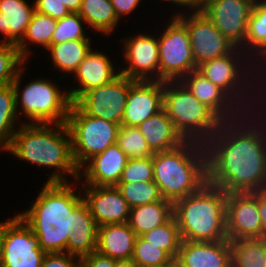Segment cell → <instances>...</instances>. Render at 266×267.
<instances>
[{
	"instance_id": "d590c367",
	"label": "cell",
	"mask_w": 266,
	"mask_h": 267,
	"mask_svg": "<svg viewBox=\"0 0 266 267\" xmlns=\"http://www.w3.org/2000/svg\"><path fill=\"white\" fill-rule=\"evenodd\" d=\"M117 144L128 159L146 158L154 155L139 129L134 126H120Z\"/></svg>"
},
{
	"instance_id": "7a4b0ae2",
	"label": "cell",
	"mask_w": 266,
	"mask_h": 267,
	"mask_svg": "<svg viewBox=\"0 0 266 267\" xmlns=\"http://www.w3.org/2000/svg\"><path fill=\"white\" fill-rule=\"evenodd\" d=\"M43 183L28 209L18 215L37 235L40 248L45 253L67 252L68 235L75 222V208L83 201L80 183Z\"/></svg>"
},
{
	"instance_id": "bcb514c9",
	"label": "cell",
	"mask_w": 266,
	"mask_h": 267,
	"mask_svg": "<svg viewBox=\"0 0 266 267\" xmlns=\"http://www.w3.org/2000/svg\"><path fill=\"white\" fill-rule=\"evenodd\" d=\"M258 210L261 218L263 237L266 238V190L258 191Z\"/></svg>"
},
{
	"instance_id": "60d3db41",
	"label": "cell",
	"mask_w": 266,
	"mask_h": 267,
	"mask_svg": "<svg viewBox=\"0 0 266 267\" xmlns=\"http://www.w3.org/2000/svg\"><path fill=\"white\" fill-rule=\"evenodd\" d=\"M34 9L43 14H47L55 20H60L70 14L64 4H61L58 0H33Z\"/></svg>"
},
{
	"instance_id": "8992f818",
	"label": "cell",
	"mask_w": 266,
	"mask_h": 267,
	"mask_svg": "<svg viewBox=\"0 0 266 267\" xmlns=\"http://www.w3.org/2000/svg\"><path fill=\"white\" fill-rule=\"evenodd\" d=\"M197 70L222 89L245 113L265 107L257 85V66L240 49L200 64Z\"/></svg>"
},
{
	"instance_id": "8fae6325",
	"label": "cell",
	"mask_w": 266,
	"mask_h": 267,
	"mask_svg": "<svg viewBox=\"0 0 266 267\" xmlns=\"http://www.w3.org/2000/svg\"><path fill=\"white\" fill-rule=\"evenodd\" d=\"M45 254L37 235L17 212L1 221L0 267H41Z\"/></svg>"
},
{
	"instance_id": "74e56055",
	"label": "cell",
	"mask_w": 266,
	"mask_h": 267,
	"mask_svg": "<svg viewBox=\"0 0 266 267\" xmlns=\"http://www.w3.org/2000/svg\"><path fill=\"white\" fill-rule=\"evenodd\" d=\"M25 63L16 45L0 43V87L11 85Z\"/></svg>"
},
{
	"instance_id": "6da1fadb",
	"label": "cell",
	"mask_w": 266,
	"mask_h": 267,
	"mask_svg": "<svg viewBox=\"0 0 266 267\" xmlns=\"http://www.w3.org/2000/svg\"><path fill=\"white\" fill-rule=\"evenodd\" d=\"M204 145L208 183L227 194L266 190V105L222 122Z\"/></svg>"
},
{
	"instance_id": "8d00e7d4",
	"label": "cell",
	"mask_w": 266,
	"mask_h": 267,
	"mask_svg": "<svg viewBox=\"0 0 266 267\" xmlns=\"http://www.w3.org/2000/svg\"><path fill=\"white\" fill-rule=\"evenodd\" d=\"M87 28L86 22L78 13H70L68 16L57 20V26L52 36V45L70 40L92 39L91 36H88L90 32Z\"/></svg>"
},
{
	"instance_id": "f6af8a7d",
	"label": "cell",
	"mask_w": 266,
	"mask_h": 267,
	"mask_svg": "<svg viewBox=\"0 0 266 267\" xmlns=\"http://www.w3.org/2000/svg\"><path fill=\"white\" fill-rule=\"evenodd\" d=\"M82 267H115V260L97 251L81 258Z\"/></svg>"
},
{
	"instance_id": "ac0fdd59",
	"label": "cell",
	"mask_w": 266,
	"mask_h": 267,
	"mask_svg": "<svg viewBox=\"0 0 266 267\" xmlns=\"http://www.w3.org/2000/svg\"><path fill=\"white\" fill-rule=\"evenodd\" d=\"M80 185L83 201L98 227L128 222L131 208L116 186Z\"/></svg>"
},
{
	"instance_id": "3957f363",
	"label": "cell",
	"mask_w": 266,
	"mask_h": 267,
	"mask_svg": "<svg viewBox=\"0 0 266 267\" xmlns=\"http://www.w3.org/2000/svg\"><path fill=\"white\" fill-rule=\"evenodd\" d=\"M4 153L39 169L53 168L45 182L79 180V168L73 159L71 136L66 123L21 124Z\"/></svg>"
},
{
	"instance_id": "9a60e30c",
	"label": "cell",
	"mask_w": 266,
	"mask_h": 267,
	"mask_svg": "<svg viewBox=\"0 0 266 267\" xmlns=\"http://www.w3.org/2000/svg\"><path fill=\"white\" fill-rule=\"evenodd\" d=\"M255 0H206L203 13L237 48L245 43Z\"/></svg>"
},
{
	"instance_id": "7dc6e473",
	"label": "cell",
	"mask_w": 266,
	"mask_h": 267,
	"mask_svg": "<svg viewBox=\"0 0 266 267\" xmlns=\"http://www.w3.org/2000/svg\"><path fill=\"white\" fill-rule=\"evenodd\" d=\"M67 7L70 13H78L83 0H58Z\"/></svg>"
},
{
	"instance_id": "52a82bcc",
	"label": "cell",
	"mask_w": 266,
	"mask_h": 267,
	"mask_svg": "<svg viewBox=\"0 0 266 267\" xmlns=\"http://www.w3.org/2000/svg\"><path fill=\"white\" fill-rule=\"evenodd\" d=\"M27 64L25 63V66L19 69L12 83L20 121L22 124L66 123L71 105L67 89L60 88L59 84H55L54 79L41 78V76L32 78L29 82L25 81L26 85L22 86L24 80L22 76L27 73L25 69Z\"/></svg>"
},
{
	"instance_id": "7c38bea8",
	"label": "cell",
	"mask_w": 266,
	"mask_h": 267,
	"mask_svg": "<svg viewBox=\"0 0 266 267\" xmlns=\"http://www.w3.org/2000/svg\"><path fill=\"white\" fill-rule=\"evenodd\" d=\"M134 33L121 39L124 61L120 74L135 81H159L158 37L149 33ZM149 33V34H148Z\"/></svg>"
},
{
	"instance_id": "ba28073f",
	"label": "cell",
	"mask_w": 266,
	"mask_h": 267,
	"mask_svg": "<svg viewBox=\"0 0 266 267\" xmlns=\"http://www.w3.org/2000/svg\"><path fill=\"white\" fill-rule=\"evenodd\" d=\"M163 109L185 141L205 144L223 122L181 81H164Z\"/></svg>"
},
{
	"instance_id": "7402d4cb",
	"label": "cell",
	"mask_w": 266,
	"mask_h": 267,
	"mask_svg": "<svg viewBox=\"0 0 266 267\" xmlns=\"http://www.w3.org/2000/svg\"><path fill=\"white\" fill-rule=\"evenodd\" d=\"M176 261L179 267H229L230 241L182 240Z\"/></svg>"
},
{
	"instance_id": "9c48e42d",
	"label": "cell",
	"mask_w": 266,
	"mask_h": 267,
	"mask_svg": "<svg viewBox=\"0 0 266 267\" xmlns=\"http://www.w3.org/2000/svg\"><path fill=\"white\" fill-rule=\"evenodd\" d=\"M66 125L71 136L73 159L80 169L94 155L117 143L121 125L87 115L71 103Z\"/></svg>"
},
{
	"instance_id": "681fc988",
	"label": "cell",
	"mask_w": 266,
	"mask_h": 267,
	"mask_svg": "<svg viewBox=\"0 0 266 267\" xmlns=\"http://www.w3.org/2000/svg\"><path fill=\"white\" fill-rule=\"evenodd\" d=\"M146 267H179L175 259H172L169 263H164L161 265L146 266Z\"/></svg>"
},
{
	"instance_id": "4316f807",
	"label": "cell",
	"mask_w": 266,
	"mask_h": 267,
	"mask_svg": "<svg viewBox=\"0 0 266 267\" xmlns=\"http://www.w3.org/2000/svg\"><path fill=\"white\" fill-rule=\"evenodd\" d=\"M93 39H77L66 41L57 45H50L44 52H48L51 58L52 69L61 74L59 80L63 81L67 76L71 77L80 63L93 48ZM64 74H63V73ZM69 74V75H67Z\"/></svg>"
},
{
	"instance_id": "5bb4252c",
	"label": "cell",
	"mask_w": 266,
	"mask_h": 267,
	"mask_svg": "<svg viewBox=\"0 0 266 267\" xmlns=\"http://www.w3.org/2000/svg\"><path fill=\"white\" fill-rule=\"evenodd\" d=\"M177 18L188 29L197 67L206 61L230 54L236 48L203 12L186 13Z\"/></svg>"
},
{
	"instance_id": "d6a6232c",
	"label": "cell",
	"mask_w": 266,
	"mask_h": 267,
	"mask_svg": "<svg viewBox=\"0 0 266 267\" xmlns=\"http://www.w3.org/2000/svg\"><path fill=\"white\" fill-rule=\"evenodd\" d=\"M230 244L233 267H266V238H241Z\"/></svg>"
},
{
	"instance_id": "ffe728a7",
	"label": "cell",
	"mask_w": 266,
	"mask_h": 267,
	"mask_svg": "<svg viewBox=\"0 0 266 267\" xmlns=\"http://www.w3.org/2000/svg\"><path fill=\"white\" fill-rule=\"evenodd\" d=\"M127 161V155L117 143L110 145L79 169L78 181L80 184L92 186H116Z\"/></svg>"
},
{
	"instance_id": "b9f144b4",
	"label": "cell",
	"mask_w": 266,
	"mask_h": 267,
	"mask_svg": "<svg viewBox=\"0 0 266 267\" xmlns=\"http://www.w3.org/2000/svg\"><path fill=\"white\" fill-rule=\"evenodd\" d=\"M81 259L67 252L46 253L41 267H79Z\"/></svg>"
},
{
	"instance_id": "277c9868",
	"label": "cell",
	"mask_w": 266,
	"mask_h": 267,
	"mask_svg": "<svg viewBox=\"0 0 266 267\" xmlns=\"http://www.w3.org/2000/svg\"><path fill=\"white\" fill-rule=\"evenodd\" d=\"M153 181L163 199L175 202L197 192L207 182V153L204 144L185 141L179 147L155 152Z\"/></svg>"
},
{
	"instance_id": "83f0119b",
	"label": "cell",
	"mask_w": 266,
	"mask_h": 267,
	"mask_svg": "<svg viewBox=\"0 0 266 267\" xmlns=\"http://www.w3.org/2000/svg\"><path fill=\"white\" fill-rule=\"evenodd\" d=\"M258 66L266 58V2L255 0L244 45L240 48Z\"/></svg>"
},
{
	"instance_id": "d4e9b609",
	"label": "cell",
	"mask_w": 266,
	"mask_h": 267,
	"mask_svg": "<svg viewBox=\"0 0 266 267\" xmlns=\"http://www.w3.org/2000/svg\"><path fill=\"white\" fill-rule=\"evenodd\" d=\"M98 226L88 205L82 201L75 208V222L68 235L67 253L80 259L97 249Z\"/></svg>"
},
{
	"instance_id": "603a6c76",
	"label": "cell",
	"mask_w": 266,
	"mask_h": 267,
	"mask_svg": "<svg viewBox=\"0 0 266 267\" xmlns=\"http://www.w3.org/2000/svg\"><path fill=\"white\" fill-rule=\"evenodd\" d=\"M34 10V1L0 0V43L17 45L25 35Z\"/></svg>"
},
{
	"instance_id": "d6986e66",
	"label": "cell",
	"mask_w": 266,
	"mask_h": 267,
	"mask_svg": "<svg viewBox=\"0 0 266 267\" xmlns=\"http://www.w3.org/2000/svg\"><path fill=\"white\" fill-rule=\"evenodd\" d=\"M164 81H136L129 89L122 125L137 127L163 109Z\"/></svg>"
},
{
	"instance_id": "f907efd6",
	"label": "cell",
	"mask_w": 266,
	"mask_h": 267,
	"mask_svg": "<svg viewBox=\"0 0 266 267\" xmlns=\"http://www.w3.org/2000/svg\"><path fill=\"white\" fill-rule=\"evenodd\" d=\"M0 261H1V222H0Z\"/></svg>"
},
{
	"instance_id": "44dd1931",
	"label": "cell",
	"mask_w": 266,
	"mask_h": 267,
	"mask_svg": "<svg viewBox=\"0 0 266 267\" xmlns=\"http://www.w3.org/2000/svg\"><path fill=\"white\" fill-rule=\"evenodd\" d=\"M180 81L198 101L210 108L223 122L238 119L245 113L222 89L197 69Z\"/></svg>"
},
{
	"instance_id": "7bdbcfd3",
	"label": "cell",
	"mask_w": 266,
	"mask_h": 267,
	"mask_svg": "<svg viewBox=\"0 0 266 267\" xmlns=\"http://www.w3.org/2000/svg\"><path fill=\"white\" fill-rule=\"evenodd\" d=\"M162 3H173V7H180L178 8H171L172 11L175 10L170 17H178L181 15L189 14V13H200L204 11L205 5H206V0H160ZM166 1V2H164ZM175 5V6H174ZM182 8V10H180ZM177 9V11H176ZM188 9V10H187ZM187 10V11H186ZM173 14V15H172Z\"/></svg>"
},
{
	"instance_id": "e575fe53",
	"label": "cell",
	"mask_w": 266,
	"mask_h": 267,
	"mask_svg": "<svg viewBox=\"0 0 266 267\" xmlns=\"http://www.w3.org/2000/svg\"><path fill=\"white\" fill-rule=\"evenodd\" d=\"M116 187L130 208L163 200L158 185L154 181L118 183Z\"/></svg>"
},
{
	"instance_id": "ee69618b",
	"label": "cell",
	"mask_w": 266,
	"mask_h": 267,
	"mask_svg": "<svg viewBox=\"0 0 266 267\" xmlns=\"http://www.w3.org/2000/svg\"><path fill=\"white\" fill-rule=\"evenodd\" d=\"M113 5L114 12L120 22L124 16L133 14L143 0H110Z\"/></svg>"
},
{
	"instance_id": "cb8c5ba5",
	"label": "cell",
	"mask_w": 266,
	"mask_h": 267,
	"mask_svg": "<svg viewBox=\"0 0 266 267\" xmlns=\"http://www.w3.org/2000/svg\"><path fill=\"white\" fill-rule=\"evenodd\" d=\"M136 237L128 222L99 226L96 251L114 260L132 259Z\"/></svg>"
},
{
	"instance_id": "4dcf8cb0",
	"label": "cell",
	"mask_w": 266,
	"mask_h": 267,
	"mask_svg": "<svg viewBox=\"0 0 266 267\" xmlns=\"http://www.w3.org/2000/svg\"><path fill=\"white\" fill-rule=\"evenodd\" d=\"M78 14L86 22L88 30L94 31V34L97 31V34L104 37L114 35L121 23L110 0H83Z\"/></svg>"
},
{
	"instance_id": "1f68e13d",
	"label": "cell",
	"mask_w": 266,
	"mask_h": 267,
	"mask_svg": "<svg viewBox=\"0 0 266 267\" xmlns=\"http://www.w3.org/2000/svg\"><path fill=\"white\" fill-rule=\"evenodd\" d=\"M21 124L12 84L0 87V152L9 148L14 133Z\"/></svg>"
},
{
	"instance_id": "f35d334b",
	"label": "cell",
	"mask_w": 266,
	"mask_h": 267,
	"mask_svg": "<svg viewBox=\"0 0 266 267\" xmlns=\"http://www.w3.org/2000/svg\"><path fill=\"white\" fill-rule=\"evenodd\" d=\"M171 260L172 258L158 246L147 242L141 236L136 237L132 261L137 267L161 265Z\"/></svg>"
},
{
	"instance_id": "30bf717a",
	"label": "cell",
	"mask_w": 266,
	"mask_h": 267,
	"mask_svg": "<svg viewBox=\"0 0 266 267\" xmlns=\"http://www.w3.org/2000/svg\"><path fill=\"white\" fill-rule=\"evenodd\" d=\"M167 21L168 24L164 23L162 30H157L160 33L156 34L159 48V81H180L196 70L197 66L186 26L177 17H169Z\"/></svg>"
},
{
	"instance_id": "f546056e",
	"label": "cell",
	"mask_w": 266,
	"mask_h": 267,
	"mask_svg": "<svg viewBox=\"0 0 266 267\" xmlns=\"http://www.w3.org/2000/svg\"><path fill=\"white\" fill-rule=\"evenodd\" d=\"M172 217L173 202L163 199L162 201L131 208L128 224L136 236H141L165 224Z\"/></svg>"
},
{
	"instance_id": "c3c4849f",
	"label": "cell",
	"mask_w": 266,
	"mask_h": 267,
	"mask_svg": "<svg viewBox=\"0 0 266 267\" xmlns=\"http://www.w3.org/2000/svg\"><path fill=\"white\" fill-rule=\"evenodd\" d=\"M115 267H137L132 259L115 260Z\"/></svg>"
},
{
	"instance_id": "836d02e7",
	"label": "cell",
	"mask_w": 266,
	"mask_h": 267,
	"mask_svg": "<svg viewBox=\"0 0 266 267\" xmlns=\"http://www.w3.org/2000/svg\"><path fill=\"white\" fill-rule=\"evenodd\" d=\"M141 237L164 250L172 259H177L182 238L174 216L165 224L144 233Z\"/></svg>"
},
{
	"instance_id": "ab89813d",
	"label": "cell",
	"mask_w": 266,
	"mask_h": 267,
	"mask_svg": "<svg viewBox=\"0 0 266 267\" xmlns=\"http://www.w3.org/2000/svg\"><path fill=\"white\" fill-rule=\"evenodd\" d=\"M153 181L152 156L128 159L119 183H135Z\"/></svg>"
},
{
	"instance_id": "4fadbf2b",
	"label": "cell",
	"mask_w": 266,
	"mask_h": 267,
	"mask_svg": "<svg viewBox=\"0 0 266 267\" xmlns=\"http://www.w3.org/2000/svg\"><path fill=\"white\" fill-rule=\"evenodd\" d=\"M135 82L120 74L112 82L86 92L76 104L89 116L122 125L129 89Z\"/></svg>"
},
{
	"instance_id": "e0dca14e",
	"label": "cell",
	"mask_w": 266,
	"mask_h": 267,
	"mask_svg": "<svg viewBox=\"0 0 266 267\" xmlns=\"http://www.w3.org/2000/svg\"><path fill=\"white\" fill-rule=\"evenodd\" d=\"M97 49L98 47L96 50L91 49L71 76L75 80L74 84H77L76 87L73 84L67 89L71 103H76L86 92L108 84L120 75V66H116L117 62Z\"/></svg>"
},
{
	"instance_id": "2e32d148",
	"label": "cell",
	"mask_w": 266,
	"mask_h": 267,
	"mask_svg": "<svg viewBox=\"0 0 266 267\" xmlns=\"http://www.w3.org/2000/svg\"><path fill=\"white\" fill-rule=\"evenodd\" d=\"M226 221L230 242L241 238H263L258 191L227 194Z\"/></svg>"
},
{
	"instance_id": "f1b7e54d",
	"label": "cell",
	"mask_w": 266,
	"mask_h": 267,
	"mask_svg": "<svg viewBox=\"0 0 266 267\" xmlns=\"http://www.w3.org/2000/svg\"><path fill=\"white\" fill-rule=\"evenodd\" d=\"M57 26V20L38 11L33 12L25 35L16 45L21 58L27 63L32 54V46L42 47L45 51L52 45V36ZM35 44V45H33ZM32 45V46H30ZM28 60V61H27Z\"/></svg>"
},
{
	"instance_id": "5b68a950",
	"label": "cell",
	"mask_w": 266,
	"mask_h": 267,
	"mask_svg": "<svg viewBox=\"0 0 266 267\" xmlns=\"http://www.w3.org/2000/svg\"><path fill=\"white\" fill-rule=\"evenodd\" d=\"M227 193L206 182L197 192L173 203L182 240H228L226 221Z\"/></svg>"
},
{
	"instance_id": "484cf974",
	"label": "cell",
	"mask_w": 266,
	"mask_h": 267,
	"mask_svg": "<svg viewBox=\"0 0 266 267\" xmlns=\"http://www.w3.org/2000/svg\"><path fill=\"white\" fill-rule=\"evenodd\" d=\"M137 128L154 153L175 149L185 142L164 109L139 124Z\"/></svg>"
}]
</instances>
